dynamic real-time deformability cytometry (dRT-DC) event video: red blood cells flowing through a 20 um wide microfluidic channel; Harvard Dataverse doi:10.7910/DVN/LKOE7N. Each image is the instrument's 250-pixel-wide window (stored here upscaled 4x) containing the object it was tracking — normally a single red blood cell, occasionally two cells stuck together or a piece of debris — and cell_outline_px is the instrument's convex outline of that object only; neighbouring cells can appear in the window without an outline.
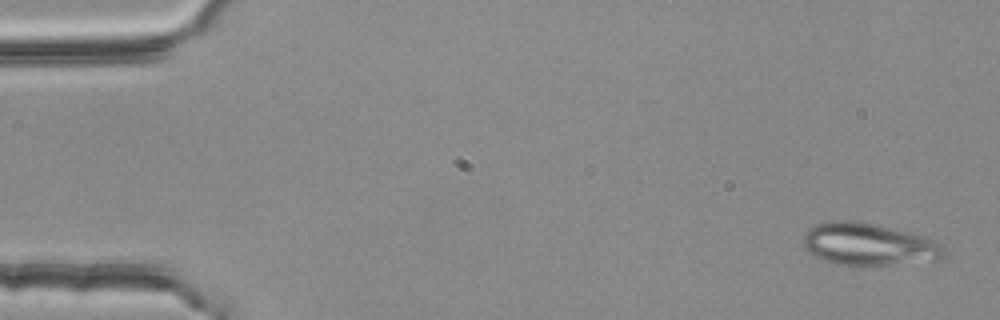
{"species": "common noctule bat (a hibernating species)", "species_latin": "Nyctalus noctula", "temperature_condition": "room temperature", "stored_images_in_passage": 52, "camera_frame_rate_fps": 3000, "um_per_image_px": 0.085, "animal": {"sex": "female", "body_mass_g": 25.1}, "frame": {"image": 1, "passage_image": 2, "time_ms": 0.333, "image_size_px": [1000, 320], "cell_outline_px": [[948, 256], [944, 260], [892, 264], [832, 264], [808, 252], [804, 248], [804, 232], [808, 228], [816, 224], [832, 220], [852, 220], [872, 224], [924, 236], [936, 240], [944, 244]], "centroid_in_image_um": [73.9, 20.77], "position_along_channel_um": 11.1, "area_um2": 34.8}}
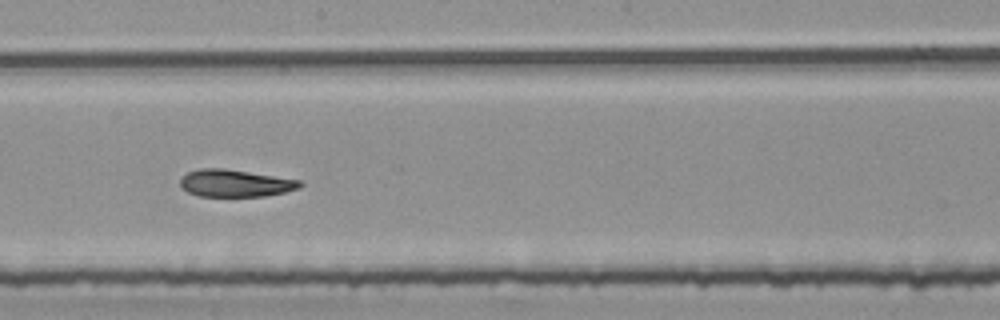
{"frame": {"image": 2, "passage_image": 30, "time_ms": 9.667, "image_size_px": [1000, 320], "cell_outline_px": [[304, 184], [300, 188], [284, 192], [264, 196], [200, 196], [188, 192], [180, 184], [180, 180], [188, 172], [200, 168], [224, 168], [304, 180]], "centroid_in_image_um": [20.06, 15.56], "position_along_channel_um": 228.1, "area_um2": 19.07}}
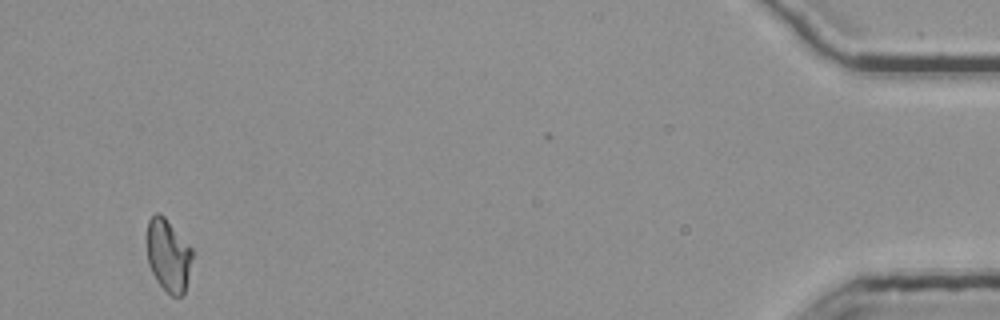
{"frame": {"image": 3, "passage_image": 52, "time_ms": 17.0, "image_size_px": [1000, 320], "cell_outline_px": [[192, 256], [184, 292], [180, 296], [172, 296], [156, 280], [148, 264], [148, 220], [156, 212], [160, 212], [164, 216], [192, 248]], "centroid_in_image_um": [14.3, 21.68], "position_along_channel_um": 420.9, "area_um2": 18.73}, "authors_computed_cell_mechanics": {"area_um2": 19.8832, "velocity_mm_per_s": 3.7589, "shape_relaxation_time_tau1_ms": null, "shape_relaxation_time_tau2_ms": 4.019, "deformation_change_tau1": null, "deformation_change_tau2": 0.0984}}